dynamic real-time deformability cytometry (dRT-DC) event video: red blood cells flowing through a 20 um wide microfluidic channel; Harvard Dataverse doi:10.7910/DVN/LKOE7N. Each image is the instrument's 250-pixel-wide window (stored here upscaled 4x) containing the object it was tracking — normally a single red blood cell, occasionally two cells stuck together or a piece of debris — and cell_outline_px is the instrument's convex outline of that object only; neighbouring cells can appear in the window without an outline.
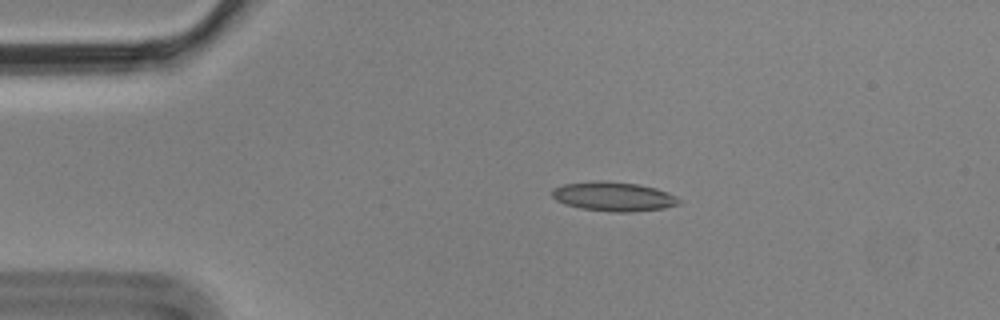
{"species": "Egyptian fruit bat (a non-hibernating species)", "species_latin": "Rousettus aegyptiacus", "temperature_condition": "cold", "stored_images_in_passage": 3, "camera_frame_rate_fps": 3000, "um_per_image_px": 0.085, "animal": {"sex": "male"}, "frame": {"image": 1, "passage_image": 2, "time_ms": 0.333, "image_size_px": [1000, 320], "cell_outline_px": [[680, 204], [664, 208], [632, 212], [612, 212], [580, 208], [564, 204], [556, 200], [552, 196], [552, 188], [564, 184], [600, 180], [640, 184], [656, 188], [668, 192], [676, 196], [680, 200]], "centroid_in_image_um": [52.16, 16.7], "position_along_channel_um": 32.8, "area_um2": 21.79}}